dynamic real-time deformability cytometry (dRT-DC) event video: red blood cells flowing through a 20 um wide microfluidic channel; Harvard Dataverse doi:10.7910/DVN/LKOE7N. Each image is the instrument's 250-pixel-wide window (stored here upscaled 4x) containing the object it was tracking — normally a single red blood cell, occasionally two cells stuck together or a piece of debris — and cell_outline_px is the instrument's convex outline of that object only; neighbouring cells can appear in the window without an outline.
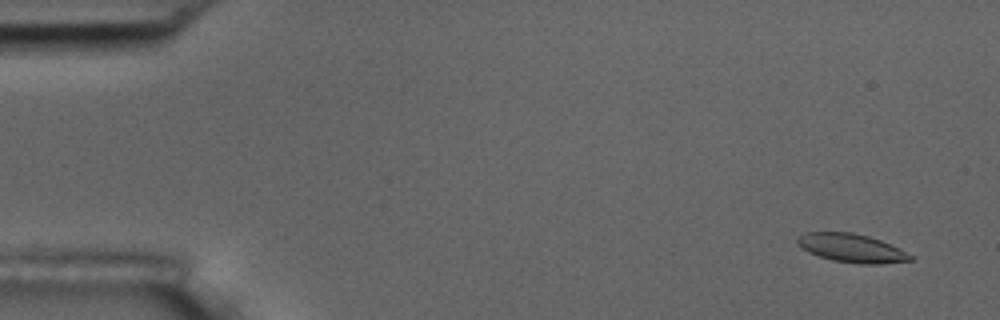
{"species": "common noctule bat (a hibernating species)", "species_latin": "Nyctalus noctula", "temperature_condition": "room temperature", "stored_images_in_passage": 55, "camera_frame_rate_fps": 3000, "um_per_image_px": 0.085, "animal": {"sex": "male", "body_mass_g": 17.5, "forearm_length_mm": 52.3}, "frame": {"image": 1, "passage_image": 4, "time_ms": 1.0, "image_size_px": [1000, 320], "cell_outline_px": [[916, 260], [880, 264], [860, 264], [832, 260], [808, 252], [796, 244], [796, 240], [804, 232], [852, 232], [868, 236], [880, 240], [900, 248], [912, 256]], "centroid_in_image_um": [72.4, 21.09], "position_along_channel_um": 12.6, "area_um2": 18.84}}
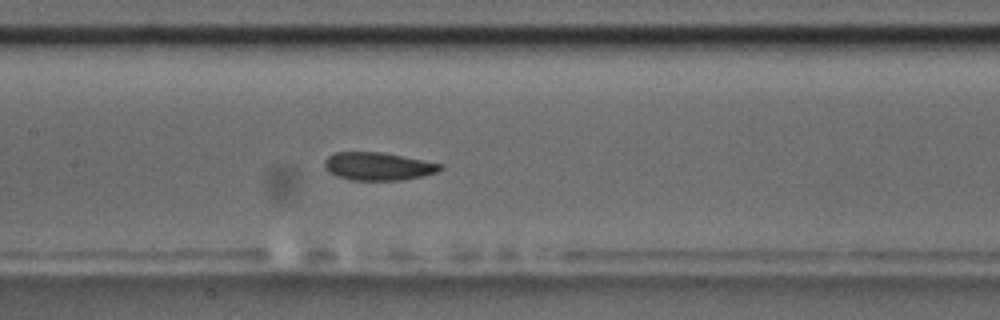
{"frame": {"image": 2, "passage_image": 27, "time_ms": 8.667, "image_size_px": [1000, 320], "cell_outline_px": [[444, 168], [436, 172], [424, 176], [400, 180], [352, 180], [328, 172], [324, 168], [324, 160], [328, 156], [336, 152], [380, 152], [424, 160], [444, 164]], "centroid_in_image_um": [32.16, 14.13], "position_along_channel_um": 175.2, "area_um2": 18.84}}
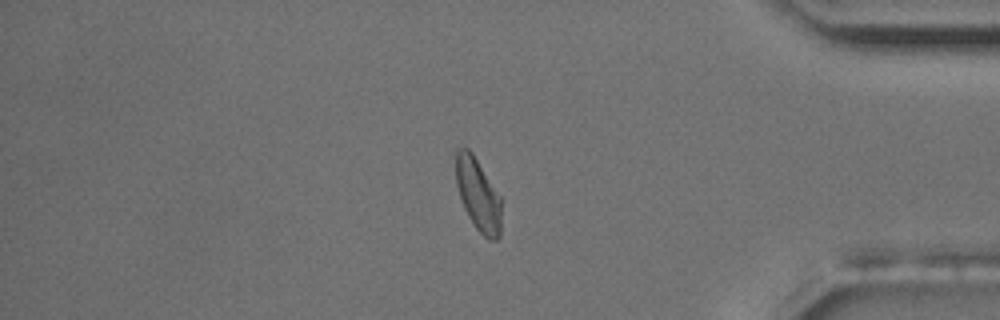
{"frame": {"image": 3, "passage_image": 47, "time_ms": 15.333, "image_size_px": [1000, 320], "cell_outline_px": [[500, 236], [496, 240], [488, 240], [476, 228], [468, 216], [464, 208], [456, 184], [456, 148], [468, 148], [472, 152], [500, 196]], "centroid_in_image_um": [40.62, 16.54], "position_along_channel_um": 394.6, "area_um2": 18.96}, "authors_computed_cell_mechanics": {"area_um2": 19.2474, "velocity_mm_per_s": 3.7071, "shape_relaxation_time_tau1_ms": 6.663, "shape_relaxation_time_tau2_ms": 3.1435, "deformation_change_tau1": 0.1346, "deformation_change_tau2": 0.0835}}